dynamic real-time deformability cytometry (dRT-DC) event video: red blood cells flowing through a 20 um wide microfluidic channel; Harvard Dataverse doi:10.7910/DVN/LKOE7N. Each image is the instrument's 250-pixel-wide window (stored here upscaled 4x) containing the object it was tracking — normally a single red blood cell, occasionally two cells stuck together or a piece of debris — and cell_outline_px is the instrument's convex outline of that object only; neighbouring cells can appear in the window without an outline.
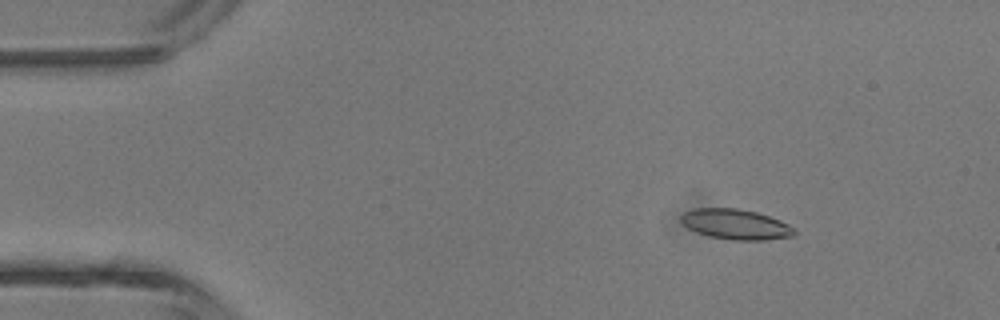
{"species": "common noctule bat (a hibernating species)", "species_latin": "Nyctalus noctula", "temperature_condition": "room temperature", "stored_images_in_passage": 6, "camera_frame_rate_fps": 3000, "um_per_image_px": 0.085, "animal": {"sex": "male", "body_mass_g": 13.3}, "frame": {"image": 1, "passage_image": 3, "time_ms": 2.0, "image_size_px": [1000, 320], "cell_outline_px": [[796, 236], [764, 240], [732, 240], [708, 236], [696, 232], [688, 228], [680, 220], [680, 216], [684, 212], [692, 208], [736, 208], [756, 212], [780, 220], [796, 228]], "centroid_in_image_um": [62.55, 19.07], "position_along_channel_um": 22.5, "area_um2": 20.17}}